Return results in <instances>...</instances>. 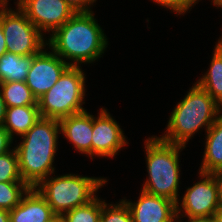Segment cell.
<instances>
[{"label": "cell", "instance_id": "6da1fadb", "mask_svg": "<svg viewBox=\"0 0 222 222\" xmlns=\"http://www.w3.org/2000/svg\"><path fill=\"white\" fill-rule=\"evenodd\" d=\"M106 37L93 11L76 12L63 26L50 34L47 48L69 66L80 67V63L90 64L102 57L108 45Z\"/></svg>", "mask_w": 222, "mask_h": 222}, {"label": "cell", "instance_id": "7a4b0ae2", "mask_svg": "<svg viewBox=\"0 0 222 222\" xmlns=\"http://www.w3.org/2000/svg\"><path fill=\"white\" fill-rule=\"evenodd\" d=\"M60 133L59 120L40 117L27 133L20 136L23 140L14 148L20 175L30 188L55 174L53 162Z\"/></svg>", "mask_w": 222, "mask_h": 222}, {"label": "cell", "instance_id": "3957f363", "mask_svg": "<svg viewBox=\"0 0 222 222\" xmlns=\"http://www.w3.org/2000/svg\"><path fill=\"white\" fill-rule=\"evenodd\" d=\"M221 112L222 106L195 82L184 99L172 110L166 134L159 138L168 143L186 146L197 131L203 128L207 131Z\"/></svg>", "mask_w": 222, "mask_h": 222}, {"label": "cell", "instance_id": "277c9868", "mask_svg": "<svg viewBox=\"0 0 222 222\" xmlns=\"http://www.w3.org/2000/svg\"><path fill=\"white\" fill-rule=\"evenodd\" d=\"M144 144L149 177L142 185V190L179 202V152L186 146L165 142L157 136L149 137Z\"/></svg>", "mask_w": 222, "mask_h": 222}, {"label": "cell", "instance_id": "5b68a950", "mask_svg": "<svg viewBox=\"0 0 222 222\" xmlns=\"http://www.w3.org/2000/svg\"><path fill=\"white\" fill-rule=\"evenodd\" d=\"M108 180L76 174L49 176L35 189L46 200L53 213L60 218L64 213L89 203Z\"/></svg>", "mask_w": 222, "mask_h": 222}, {"label": "cell", "instance_id": "8992f818", "mask_svg": "<svg viewBox=\"0 0 222 222\" xmlns=\"http://www.w3.org/2000/svg\"><path fill=\"white\" fill-rule=\"evenodd\" d=\"M85 73L80 67L69 66L56 84L38 100L40 117L60 120L86 111Z\"/></svg>", "mask_w": 222, "mask_h": 222}, {"label": "cell", "instance_id": "52a82bcc", "mask_svg": "<svg viewBox=\"0 0 222 222\" xmlns=\"http://www.w3.org/2000/svg\"><path fill=\"white\" fill-rule=\"evenodd\" d=\"M16 7L17 9L13 10L8 7V4H0V23L5 36L7 52L20 56L38 54L47 45L45 35L18 6Z\"/></svg>", "mask_w": 222, "mask_h": 222}, {"label": "cell", "instance_id": "ba28073f", "mask_svg": "<svg viewBox=\"0 0 222 222\" xmlns=\"http://www.w3.org/2000/svg\"><path fill=\"white\" fill-rule=\"evenodd\" d=\"M200 181L188 187L177 202V215L189 217H210L220 206L219 183L217 173L199 171ZM180 205V206H179ZM183 214H182V213Z\"/></svg>", "mask_w": 222, "mask_h": 222}, {"label": "cell", "instance_id": "9c48e42d", "mask_svg": "<svg viewBox=\"0 0 222 222\" xmlns=\"http://www.w3.org/2000/svg\"><path fill=\"white\" fill-rule=\"evenodd\" d=\"M15 3L42 34H52L76 13L64 0H17Z\"/></svg>", "mask_w": 222, "mask_h": 222}, {"label": "cell", "instance_id": "30bf717a", "mask_svg": "<svg viewBox=\"0 0 222 222\" xmlns=\"http://www.w3.org/2000/svg\"><path fill=\"white\" fill-rule=\"evenodd\" d=\"M119 124L107 109L101 108L98 117L92 115L91 159L93 156L113 158L128 144Z\"/></svg>", "mask_w": 222, "mask_h": 222}, {"label": "cell", "instance_id": "8fae6325", "mask_svg": "<svg viewBox=\"0 0 222 222\" xmlns=\"http://www.w3.org/2000/svg\"><path fill=\"white\" fill-rule=\"evenodd\" d=\"M46 50L45 47L34 57L25 81L37 100L56 84L69 67L55 52Z\"/></svg>", "mask_w": 222, "mask_h": 222}, {"label": "cell", "instance_id": "7c38bea8", "mask_svg": "<svg viewBox=\"0 0 222 222\" xmlns=\"http://www.w3.org/2000/svg\"><path fill=\"white\" fill-rule=\"evenodd\" d=\"M123 200L129 207L133 222H175L177 205L168 198L141 190L137 201Z\"/></svg>", "mask_w": 222, "mask_h": 222}, {"label": "cell", "instance_id": "4fadbf2b", "mask_svg": "<svg viewBox=\"0 0 222 222\" xmlns=\"http://www.w3.org/2000/svg\"><path fill=\"white\" fill-rule=\"evenodd\" d=\"M10 214V222H54L58 217L35 188H30Z\"/></svg>", "mask_w": 222, "mask_h": 222}, {"label": "cell", "instance_id": "5bb4252c", "mask_svg": "<svg viewBox=\"0 0 222 222\" xmlns=\"http://www.w3.org/2000/svg\"><path fill=\"white\" fill-rule=\"evenodd\" d=\"M61 134L81 154L91 158L92 114L84 111L59 120Z\"/></svg>", "mask_w": 222, "mask_h": 222}, {"label": "cell", "instance_id": "9a60e30c", "mask_svg": "<svg viewBox=\"0 0 222 222\" xmlns=\"http://www.w3.org/2000/svg\"><path fill=\"white\" fill-rule=\"evenodd\" d=\"M205 132V150L199 171L204 173L222 172V112Z\"/></svg>", "mask_w": 222, "mask_h": 222}, {"label": "cell", "instance_id": "2e32d148", "mask_svg": "<svg viewBox=\"0 0 222 222\" xmlns=\"http://www.w3.org/2000/svg\"><path fill=\"white\" fill-rule=\"evenodd\" d=\"M40 118L38 105L7 107L3 126L14 139V135L27 133Z\"/></svg>", "mask_w": 222, "mask_h": 222}, {"label": "cell", "instance_id": "e0dca14e", "mask_svg": "<svg viewBox=\"0 0 222 222\" xmlns=\"http://www.w3.org/2000/svg\"><path fill=\"white\" fill-rule=\"evenodd\" d=\"M36 55L20 56L9 52L3 54L0 57V83L13 81L25 82Z\"/></svg>", "mask_w": 222, "mask_h": 222}, {"label": "cell", "instance_id": "ac0fdd59", "mask_svg": "<svg viewBox=\"0 0 222 222\" xmlns=\"http://www.w3.org/2000/svg\"><path fill=\"white\" fill-rule=\"evenodd\" d=\"M213 50L209 70L196 83L222 106V55Z\"/></svg>", "mask_w": 222, "mask_h": 222}, {"label": "cell", "instance_id": "d6986e66", "mask_svg": "<svg viewBox=\"0 0 222 222\" xmlns=\"http://www.w3.org/2000/svg\"><path fill=\"white\" fill-rule=\"evenodd\" d=\"M0 90L6 107L38 105L26 82H3L0 83Z\"/></svg>", "mask_w": 222, "mask_h": 222}, {"label": "cell", "instance_id": "ffe728a7", "mask_svg": "<svg viewBox=\"0 0 222 222\" xmlns=\"http://www.w3.org/2000/svg\"><path fill=\"white\" fill-rule=\"evenodd\" d=\"M102 200L98 195L89 203L64 213L61 222H100Z\"/></svg>", "mask_w": 222, "mask_h": 222}, {"label": "cell", "instance_id": "44dd1931", "mask_svg": "<svg viewBox=\"0 0 222 222\" xmlns=\"http://www.w3.org/2000/svg\"><path fill=\"white\" fill-rule=\"evenodd\" d=\"M29 189L25 182H0V209L11 211Z\"/></svg>", "mask_w": 222, "mask_h": 222}, {"label": "cell", "instance_id": "7402d4cb", "mask_svg": "<svg viewBox=\"0 0 222 222\" xmlns=\"http://www.w3.org/2000/svg\"><path fill=\"white\" fill-rule=\"evenodd\" d=\"M0 182H24L20 175L15 148L0 155Z\"/></svg>", "mask_w": 222, "mask_h": 222}, {"label": "cell", "instance_id": "603a6c76", "mask_svg": "<svg viewBox=\"0 0 222 222\" xmlns=\"http://www.w3.org/2000/svg\"><path fill=\"white\" fill-rule=\"evenodd\" d=\"M100 222H133L128 205L123 199L110 204L102 199Z\"/></svg>", "mask_w": 222, "mask_h": 222}, {"label": "cell", "instance_id": "cb8c5ba5", "mask_svg": "<svg viewBox=\"0 0 222 222\" xmlns=\"http://www.w3.org/2000/svg\"><path fill=\"white\" fill-rule=\"evenodd\" d=\"M160 6L166 9H170L177 15H184L189 9H192L197 2L200 0H152Z\"/></svg>", "mask_w": 222, "mask_h": 222}, {"label": "cell", "instance_id": "d4e9b609", "mask_svg": "<svg viewBox=\"0 0 222 222\" xmlns=\"http://www.w3.org/2000/svg\"><path fill=\"white\" fill-rule=\"evenodd\" d=\"M13 140L4 126L0 125V155L12 150L10 147L12 146Z\"/></svg>", "mask_w": 222, "mask_h": 222}, {"label": "cell", "instance_id": "484cf974", "mask_svg": "<svg viewBox=\"0 0 222 222\" xmlns=\"http://www.w3.org/2000/svg\"><path fill=\"white\" fill-rule=\"evenodd\" d=\"M67 2L76 12H91V5L97 0H64Z\"/></svg>", "mask_w": 222, "mask_h": 222}, {"label": "cell", "instance_id": "4316f807", "mask_svg": "<svg viewBox=\"0 0 222 222\" xmlns=\"http://www.w3.org/2000/svg\"><path fill=\"white\" fill-rule=\"evenodd\" d=\"M188 218V222H216L214 216H210V217H189V216H179L176 215V219L175 222H181V218ZM187 222V221H185Z\"/></svg>", "mask_w": 222, "mask_h": 222}, {"label": "cell", "instance_id": "83f0119b", "mask_svg": "<svg viewBox=\"0 0 222 222\" xmlns=\"http://www.w3.org/2000/svg\"><path fill=\"white\" fill-rule=\"evenodd\" d=\"M7 52V47L5 43V36L3 33L2 24L0 23V57Z\"/></svg>", "mask_w": 222, "mask_h": 222}, {"label": "cell", "instance_id": "f1b7e54d", "mask_svg": "<svg viewBox=\"0 0 222 222\" xmlns=\"http://www.w3.org/2000/svg\"><path fill=\"white\" fill-rule=\"evenodd\" d=\"M6 108L7 107H6V104L3 100L2 93L0 90V125H3V123H4Z\"/></svg>", "mask_w": 222, "mask_h": 222}, {"label": "cell", "instance_id": "f546056e", "mask_svg": "<svg viewBox=\"0 0 222 222\" xmlns=\"http://www.w3.org/2000/svg\"><path fill=\"white\" fill-rule=\"evenodd\" d=\"M0 222H10L9 211L0 209Z\"/></svg>", "mask_w": 222, "mask_h": 222}, {"label": "cell", "instance_id": "4dcf8cb0", "mask_svg": "<svg viewBox=\"0 0 222 222\" xmlns=\"http://www.w3.org/2000/svg\"><path fill=\"white\" fill-rule=\"evenodd\" d=\"M214 218L216 222H222V205L215 211Z\"/></svg>", "mask_w": 222, "mask_h": 222}, {"label": "cell", "instance_id": "1f68e13d", "mask_svg": "<svg viewBox=\"0 0 222 222\" xmlns=\"http://www.w3.org/2000/svg\"><path fill=\"white\" fill-rule=\"evenodd\" d=\"M219 183L220 205H222V172L217 173Z\"/></svg>", "mask_w": 222, "mask_h": 222}, {"label": "cell", "instance_id": "d6a6232c", "mask_svg": "<svg viewBox=\"0 0 222 222\" xmlns=\"http://www.w3.org/2000/svg\"><path fill=\"white\" fill-rule=\"evenodd\" d=\"M214 48L222 55V39L221 38L217 40V43Z\"/></svg>", "mask_w": 222, "mask_h": 222}, {"label": "cell", "instance_id": "836d02e7", "mask_svg": "<svg viewBox=\"0 0 222 222\" xmlns=\"http://www.w3.org/2000/svg\"><path fill=\"white\" fill-rule=\"evenodd\" d=\"M211 2H213V4L217 7V8H221L220 10H222V0H212Z\"/></svg>", "mask_w": 222, "mask_h": 222}, {"label": "cell", "instance_id": "e575fe53", "mask_svg": "<svg viewBox=\"0 0 222 222\" xmlns=\"http://www.w3.org/2000/svg\"><path fill=\"white\" fill-rule=\"evenodd\" d=\"M9 0H0V4H8Z\"/></svg>", "mask_w": 222, "mask_h": 222}, {"label": "cell", "instance_id": "d590c367", "mask_svg": "<svg viewBox=\"0 0 222 222\" xmlns=\"http://www.w3.org/2000/svg\"><path fill=\"white\" fill-rule=\"evenodd\" d=\"M54 222H61V220L59 218H57Z\"/></svg>", "mask_w": 222, "mask_h": 222}]
</instances>
